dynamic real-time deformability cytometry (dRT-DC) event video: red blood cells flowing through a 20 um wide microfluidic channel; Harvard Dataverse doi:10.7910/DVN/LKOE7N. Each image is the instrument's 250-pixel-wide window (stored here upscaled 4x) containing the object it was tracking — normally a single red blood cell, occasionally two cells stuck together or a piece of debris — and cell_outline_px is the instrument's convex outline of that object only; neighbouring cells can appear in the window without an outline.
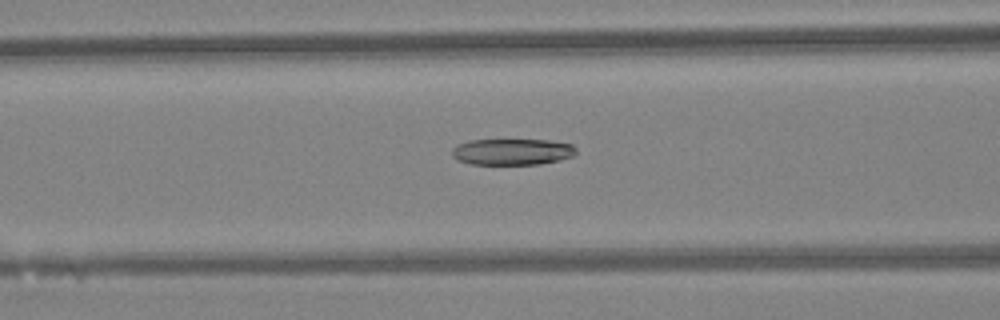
{"species": "Egyptian fruit bat (a non-hibernating species)", "species_latin": "Rousettus aegyptiacus", "temperature_condition": "warm", "stored_images_in_passage": 22, "camera_frame_rate_fps": 3000, "um_per_image_px": 0.085, "animal": {"sex": "female"}, "frame": {"image": 1, "passage_image": 10, "time_ms": 3.0, "image_size_px": [1000, 320], "cell_outline_px": [[576, 152], [572, 156], [560, 160], [540, 164], [472, 164], [456, 160], [452, 156], [452, 148], [456, 144], [468, 140], [548, 140], [572, 144], [576, 148]], "centroid_in_image_um": [43.51, 12.9], "position_along_channel_um": 123.1, "area_um2": 19.13}}
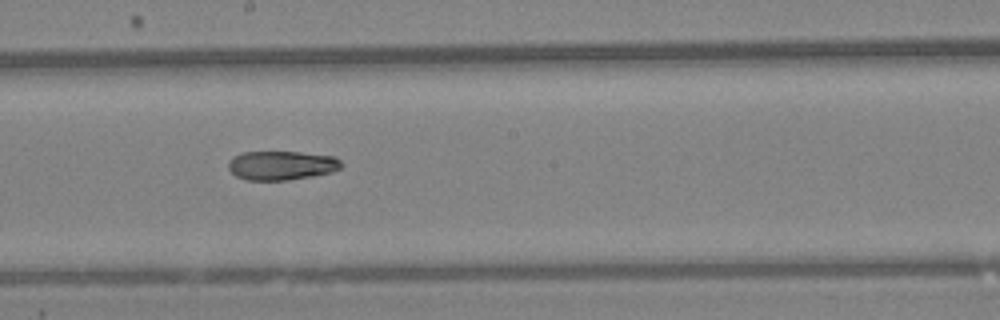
{"frame": {"image": 2, "passage_image": 17, "time_ms": 5.333, "image_size_px": [1000, 320], "cell_outline_px": [[344, 164], [340, 168], [332, 172], [312, 176], [288, 180], [248, 180], [236, 176], [228, 168], [228, 160], [232, 156], [244, 152], [300, 152], [336, 156]], "centroid_in_image_um": [23.94, 14.05], "position_along_channel_um": 224.3, "area_um2": 19.31}}
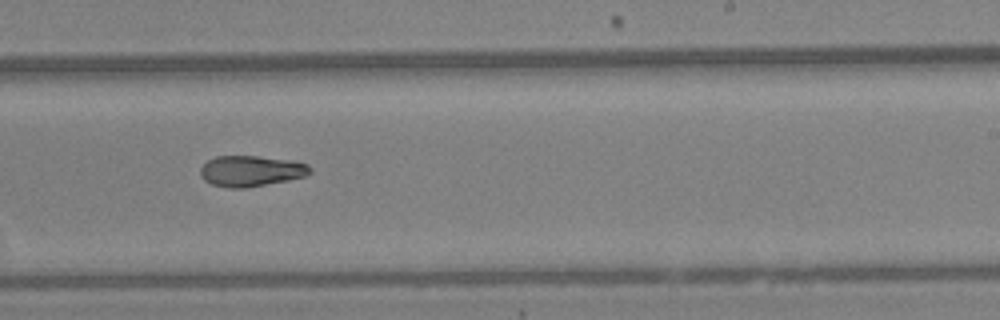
{"frame": {"image": 3, "passage_image": 20, "time_ms": 6.333, "image_size_px": [1000, 320], "cell_outline_px": [[312, 172], [304, 176], [288, 180], [244, 188], [228, 188], [212, 184], [204, 180], [200, 176], [200, 168], [208, 160], [216, 156], [256, 156], [288, 160], [308, 164], [312, 168]], "centroid_in_image_um": [21.31, 14.53], "position_along_channel_um": 267.7, "area_um2": 19.59}}